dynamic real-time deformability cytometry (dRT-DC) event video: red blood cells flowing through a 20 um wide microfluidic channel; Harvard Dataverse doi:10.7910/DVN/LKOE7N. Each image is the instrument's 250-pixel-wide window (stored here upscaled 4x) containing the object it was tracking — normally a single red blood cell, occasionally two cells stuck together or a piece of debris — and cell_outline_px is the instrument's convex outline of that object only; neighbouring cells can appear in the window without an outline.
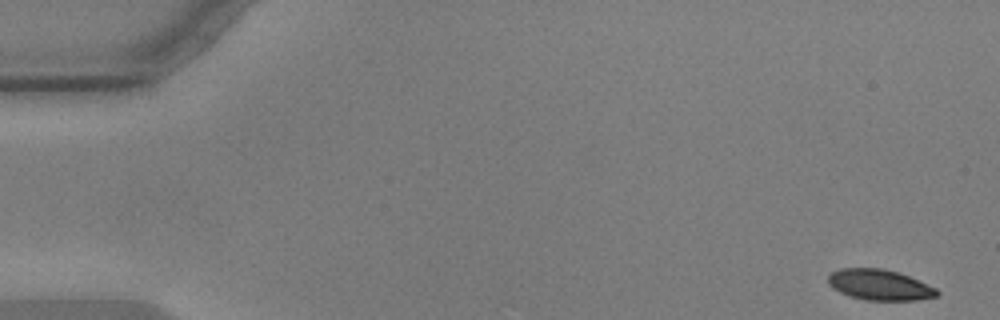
{"species": "common noctule bat (a hibernating species)", "species_latin": "Nyctalus noctula", "temperature_condition": "warm", "stored_images_in_passage": 55, "camera_frame_rate_fps": 3000, "um_per_image_px": 0.085, "animal": {"sex": "male", "body_mass_g": 17.9, "forearm_length_mm": 54.2}, "frame": {"image": 1, "passage_image": 1, "time_ms": 0.0, "image_size_px": [1000, 320], "cell_outline_px": [[940, 292], [936, 296], [916, 300], [864, 300], [840, 292], [832, 288], [828, 284], [828, 276], [832, 272], [840, 268], [884, 268], [900, 272], [936, 288]], "centroid_in_image_um": [74.76, 24.2], "position_along_channel_um": 10.2, "area_um2": 19.48}}
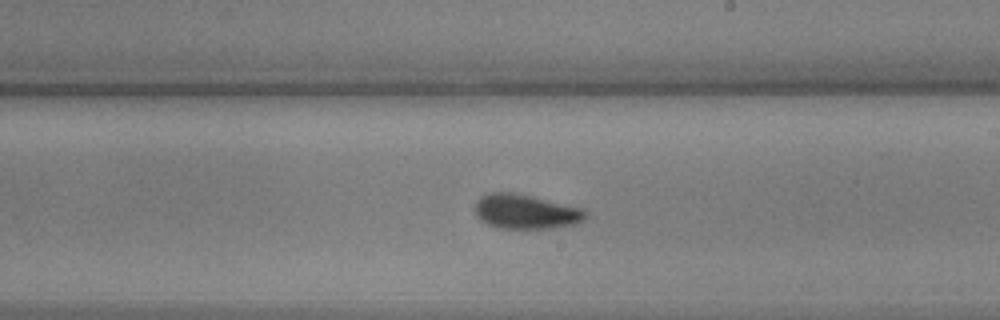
{"frame": {"image": 2, "passage_image": 32, "time_ms": 10.333, "image_size_px": [1000, 320], "cell_outline_px": [[588, 216], [576, 224], [548, 228], [496, 228], [480, 220], [476, 216], [476, 200], [480, 196], [492, 192], [512, 192], [532, 196], [584, 208], [588, 212]], "centroid_in_image_um": [44.7, 17.98], "position_along_channel_um": 244.3, "area_um2": 22.37}}
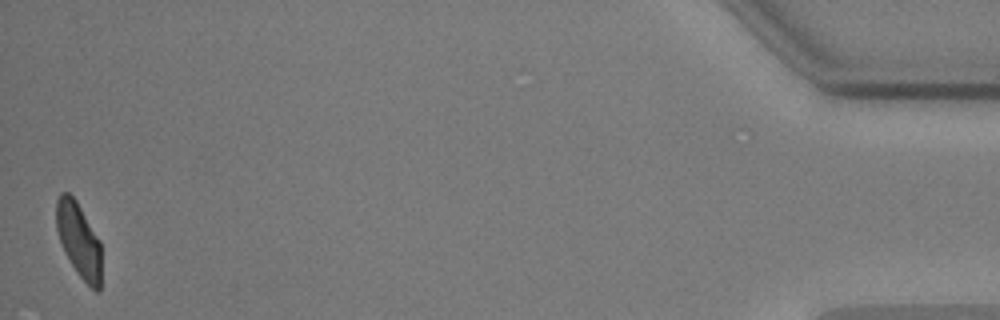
{"frame": {"image": 3, "passage_image": 55, "time_ms": 18.0, "image_size_px": [1000, 320], "cell_outline_px": [[100, 292], [96, 292], [76, 272], [64, 252], [56, 228], [56, 200], [60, 192], [68, 192], [76, 200], [100, 240]], "centroid_in_image_um": [6.68, 20.38], "position_along_channel_um": 428.5, "area_um2": 19.54}, "authors_computed_cell_mechanics": {"area_um2": 21.2704, "velocity_mm_per_s": 3.559, "shape_relaxation_time_tau1_ms": 4.5941, "shape_relaxation_time_tau2_ms": 1.8874, "deformation_change_tau1": 0.1547, "deformation_change_tau2": 0.0733}}